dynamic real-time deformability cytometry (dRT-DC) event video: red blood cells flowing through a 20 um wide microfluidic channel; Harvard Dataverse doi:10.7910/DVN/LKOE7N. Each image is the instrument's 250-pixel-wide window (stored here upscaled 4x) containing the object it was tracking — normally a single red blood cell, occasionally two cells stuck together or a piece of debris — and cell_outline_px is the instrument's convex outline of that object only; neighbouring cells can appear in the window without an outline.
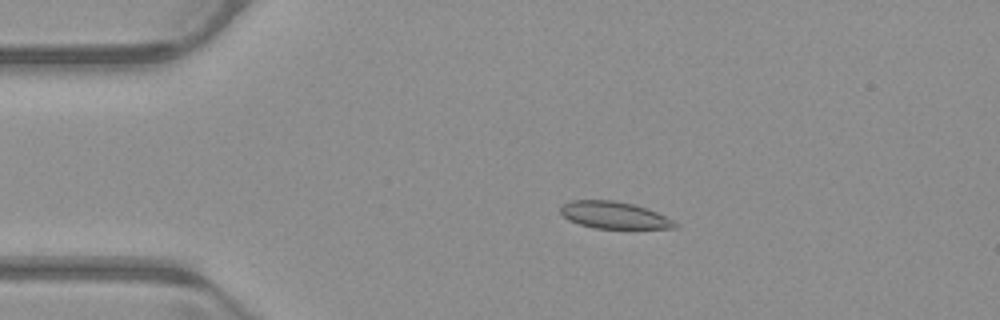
{"species": "common noctule bat (a hibernating species)", "species_latin": "Nyctalus noctula", "temperature_condition": "warm", "stored_images_in_passage": 51, "camera_frame_rate_fps": 3000, "um_per_image_px": 0.085, "animal": {"sex": "male", "body_mass_g": 23.1, "forearm_length_mm": 52.7}, "frame": {"image": 1, "passage_image": 10, "time_ms": 3.0, "image_size_px": [1000, 320], "cell_outline_px": [[676, 228], [596, 228], [580, 224], [568, 220], [560, 212], [560, 208], [564, 204], [572, 200], [612, 200], [632, 204], [656, 212], [672, 220], [676, 224]], "centroid_in_image_um": [52.15, 18.28], "position_along_channel_um": 32.9, "area_um2": 17.57}}
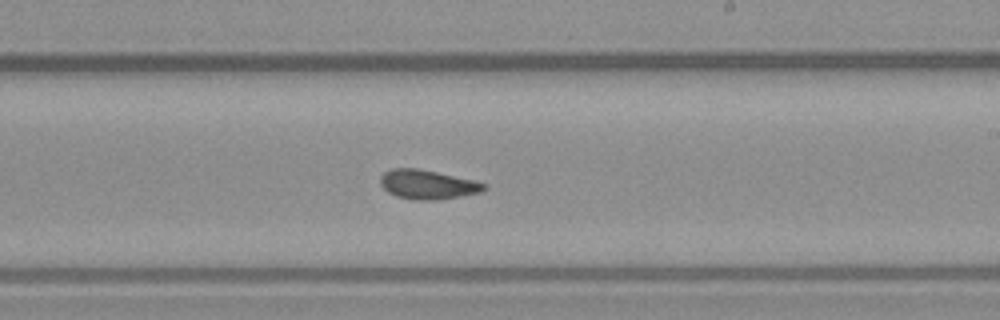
{"frame": {"image": 2, "passage_image": 30, "time_ms": 9.667, "image_size_px": [1000, 320], "cell_outline_px": [[488, 188], [480, 192], [460, 196], [436, 200], [416, 200], [396, 196], [388, 192], [380, 184], [380, 176], [384, 172], [392, 168], [416, 168], [476, 180], [488, 184]], "centroid_in_image_um": [36.36, 15.68], "position_along_channel_um": 252.6, "area_um2": 17.74}}
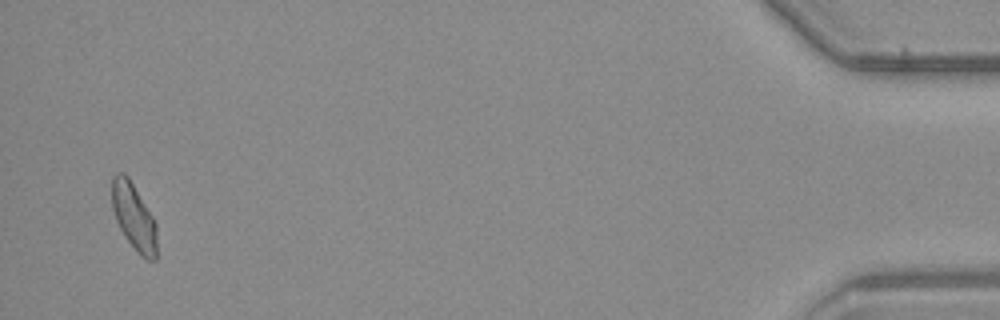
{"frame": {"image": 3, "passage_image": 50, "time_ms": 16.333, "image_size_px": [1000, 320], "cell_outline_px": [[156, 260], [148, 260], [140, 256], [124, 236], [116, 220], [112, 208], [112, 176], [116, 172], [124, 172], [128, 176], [152, 216], [156, 224]], "centroid_in_image_um": [11.36, 18.42], "position_along_channel_um": 423.8, "area_um2": 17.4}, "authors_computed_cell_mechanics": {"area_um2": 17.6868, "velocity_mm_per_s": 3.9438, "shape_relaxation_time_tau1_ms": null, "shape_relaxation_time_tau2_ms": 1.1903, "deformation_change_tau1": null, "deformation_change_tau2": 0.0452}}